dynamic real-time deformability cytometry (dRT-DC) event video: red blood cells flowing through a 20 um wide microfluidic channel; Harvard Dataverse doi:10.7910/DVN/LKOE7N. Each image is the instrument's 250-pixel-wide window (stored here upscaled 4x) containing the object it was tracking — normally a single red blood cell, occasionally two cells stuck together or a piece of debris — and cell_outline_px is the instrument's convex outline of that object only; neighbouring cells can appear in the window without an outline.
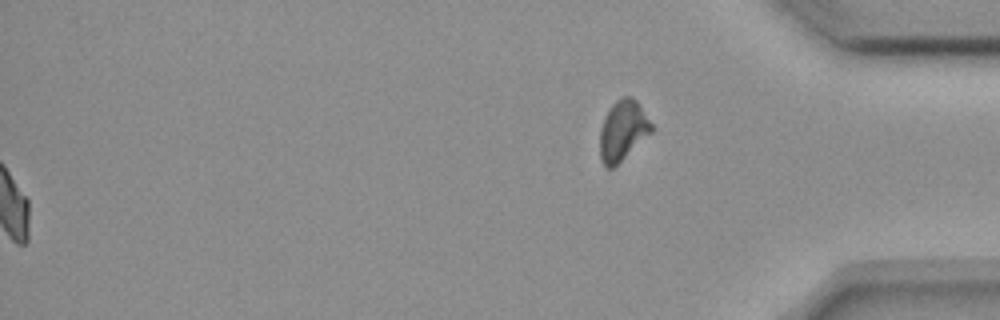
{"species": "common noctule bat (a hibernating species)", "species_latin": "Nyctalus noctula", "temperature_condition": "room temperature", "stored_images_in_passage": 55, "segment_of_instrument_passage": [2, 2], "camera_frame_rate_fps": 3000, "um_per_image_px": 0.085, "animal": {"sex": "female", "body_mass_g": 18.4}, "frame": {"image": 1, "passage_image": 55, "time_ms": 18.0, "image_size_px": [1000, 320], "cell_outline_px": [[652, 132], [612, 168], [608, 168], [600, 160], [600, 128], [604, 116], [612, 104], [616, 100], [624, 96], [632, 96], [636, 100], [652, 124]], "centroid_in_image_um": [52.92, 11.07], "position_along_channel_um": 382.3, "area_um2": 17.86}}